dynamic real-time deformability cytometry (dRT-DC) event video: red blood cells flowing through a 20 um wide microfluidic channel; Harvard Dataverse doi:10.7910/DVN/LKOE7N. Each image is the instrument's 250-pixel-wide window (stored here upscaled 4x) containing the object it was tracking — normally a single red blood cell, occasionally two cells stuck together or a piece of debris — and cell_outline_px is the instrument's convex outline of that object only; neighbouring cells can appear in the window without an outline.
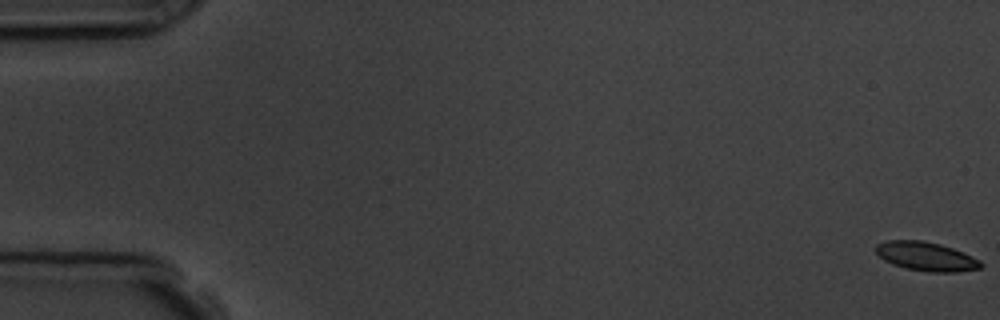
{"species": "common noctule bat (a hibernating species)", "species_latin": "Nyctalus noctula", "temperature_condition": "room temperature", "stored_images_in_passage": 17, "camera_frame_rate_fps": 3000, "um_per_image_px": 0.085, "animal": {"sex": "male", "body_mass_g": 19.5, "forearm_length_mm": 54.6}, "frame": {"image": 1, "passage_image": 1, "time_ms": 0.0, "image_size_px": [1000, 320], "cell_outline_px": [[984, 264], [980, 268], [956, 272], [928, 272], [904, 268], [892, 264], [884, 260], [876, 252], [876, 244], [888, 240], [920, 240], [940, 244], [952, 248], [972, 256], [980, 260]], "centroid_in_image_um": [78.72, 21.8], "position_along_channel_um": 6.3, "area_um2": 17.69}}
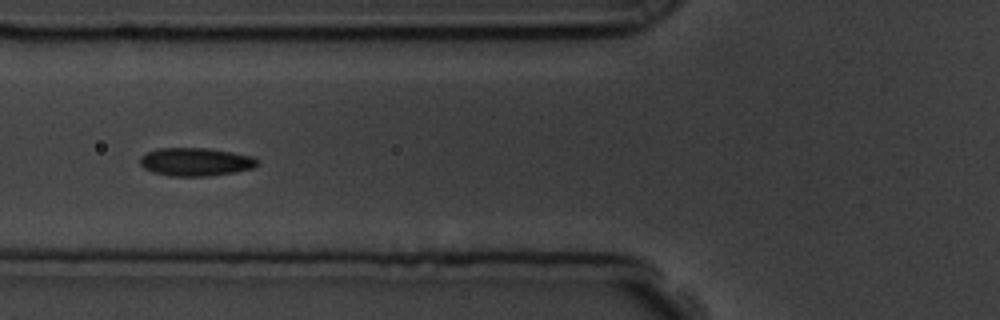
{"frame": {"image": 2, "passage_image": 7, "time_ms": 7.0, "image_size_px": [1000, 320], "cell_outline_px": [[260, 164], [252, 168], [232, 172], [208, 176], [168, 176], [152, 172], [144, 168], [140, 164], [140, 156], [148, 152], [160, 148], [208, 148], [252, 156], [260, 160]], "centroid_in_image_um": [16.62, 13.76], "position_along_channel_um": 109.2, "area_um2": 19.25}}
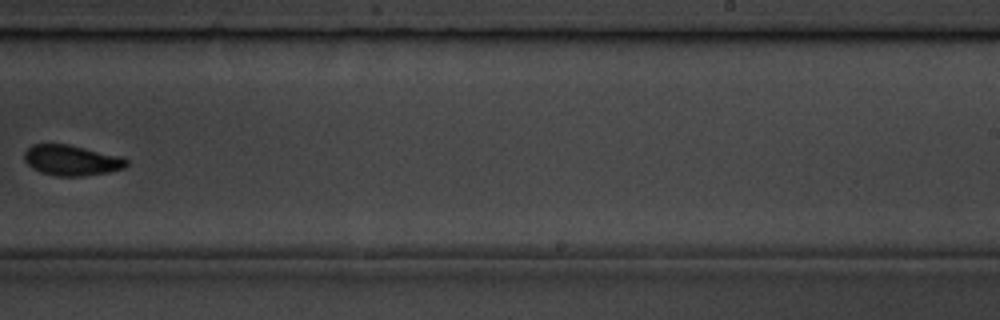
{"frame": {"image": 3, "passage_image": 11, "time_ms": 11.667, "image_size_px": [1000, 320], "cell_outline_px": [[128, 164], [124, 168], [108, 172], [84, 176], [56, 176], [40, 172], [32, 168], [24, 160], [24, 152], [32, 144], [68, 144], [124, 156], [128, 160]], "centroid_in_image_um": [6.11, 13.62], "position_along_channel_um": 282.9, "area_um2": 18.38}, "authors_computed_cell_mechanics": {"area_um2": 18.2648, "velocity_mm_per_s": 3.7286, "shape_relaxation_time_tau1_ms": 3.106, "shape_relaxation_time_tau2_ms": null, "deformation_change_tau1": 0.0825, "deformation_change_tau2": null}}